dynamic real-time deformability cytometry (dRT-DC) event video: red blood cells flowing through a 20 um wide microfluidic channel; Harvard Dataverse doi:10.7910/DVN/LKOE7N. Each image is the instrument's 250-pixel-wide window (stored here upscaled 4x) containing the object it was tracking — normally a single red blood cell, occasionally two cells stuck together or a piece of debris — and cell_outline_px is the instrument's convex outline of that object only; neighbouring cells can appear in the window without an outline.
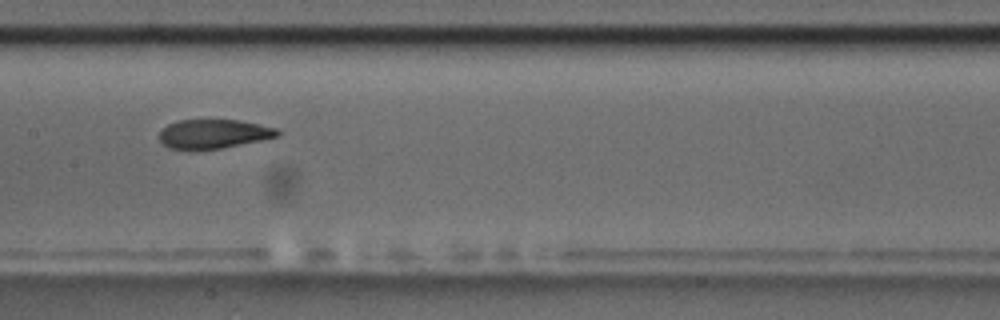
{"species": "common noctule bat (a hibernating species)", "species_latin": "Nyctalus noctula", "temperature_condition": "room temperature", "stored_images_in_passage": 9, "camera_frame_rate_fps": 3000, "um_per_image_px": 0.085, "animal": {"sex": "male", "body_mass_g": 17.5, "forearm_length_mm": 52.3}, "frame": {"image": 1, "passage_image": 7, "time_ms": 7.0, "image_size_px": [1000, 320], "cell_outline_px": [[280, 136], [220, 148], [168, 148], [160, 140], [160, 132], [168, 124], [180, 120], [240, 120], [276, 128], [280, 132]], "centroid_in_image_um": [18.18, 11.36], "position_along_channel_um": 189.2, "area_um2": 19.48}}
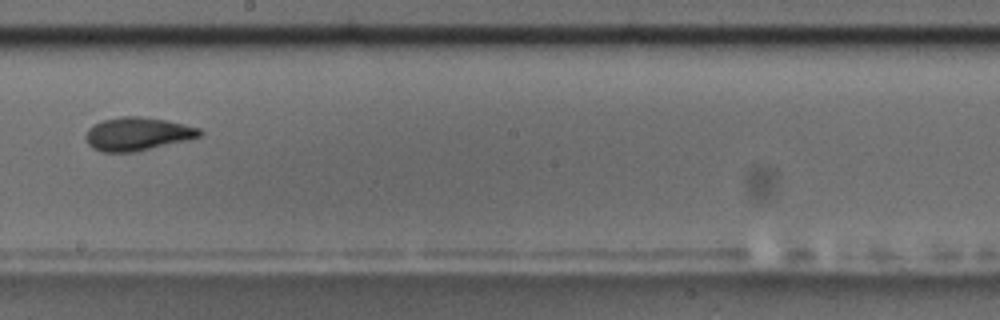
{"frame": {"image": 2, "passage_image": 8, "time_ms": 8.333, "image_size_px": [1000, 320], "cell_outline_px": [[204, 132], [200, 136], [188, 140], [136, 152], [100, 152], [92, 148], [88, 144], [84, 136], [88, 128], [92, 124], [100, 120], [120, 116], [140, 116], [164, 120], [184, 124], [200, 128]], "centroid_in_image_um": [11.65, 11.38], "position_along_channel_um": 236.6, "area_um2": 22.43}}
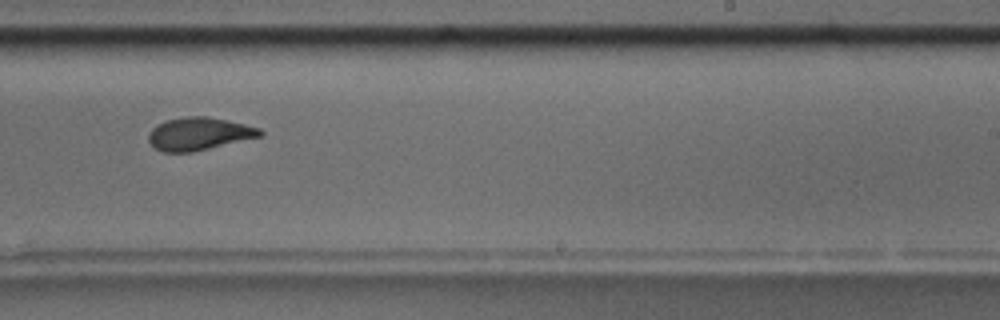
{"frame": {"image": 3, "passage_image": 9, "time_ms": 9.333, "image_size_px": [1000, 320], "cell_outline_px": [[264, 136], [192, 152], [164, 152], [156, 148], [148, 140], [148, 136], [152, 128], [156, 124], [168, 120], [184, 116], [208, 116], [244, 124], [260, 128], [264, 132]], "centroid_in_image_um": [16.94, 11.37], "position_along_channel_um": 272.1, "area_um2": 21.33}}